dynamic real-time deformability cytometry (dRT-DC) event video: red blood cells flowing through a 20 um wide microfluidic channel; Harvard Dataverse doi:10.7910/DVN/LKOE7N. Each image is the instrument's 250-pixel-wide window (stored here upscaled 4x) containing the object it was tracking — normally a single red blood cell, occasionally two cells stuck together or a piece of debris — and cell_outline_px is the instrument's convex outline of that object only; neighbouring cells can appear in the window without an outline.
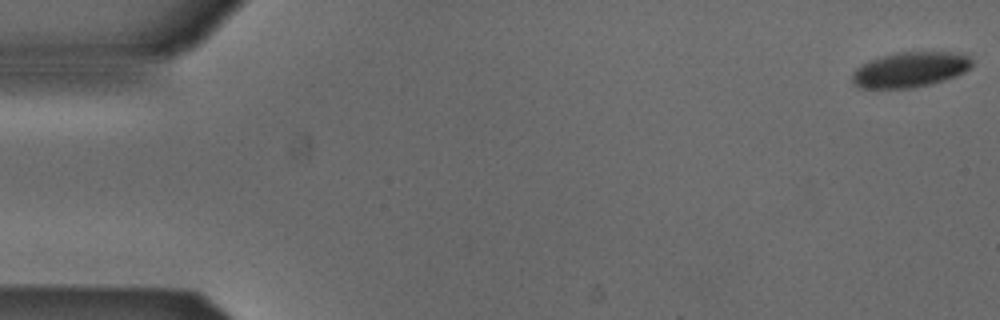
{"species": "Egyptian fruit bat (a non-hibernating species)", "species_latin": "Rousettus aegyptiacus", "temperature_condition": "cold", "stored_images_in_passage": 4, "camera_frame_rate_fps": 3000, "um_per_image_px": 0.085, "animal": {"sex": "male"}, "frame": {"image": 1, "passage_image": 1, "time_ms": 0.0, "image_size_px": [1000, 320], "cell_outline_px": [[972, 64], [964, 72], [956, 76], [932, 84], [916, 88], [860, 88], [852, 84], [852, 72], [856, 68], [868, 60], [880, 56], [896, 52], [968, 52], [972, 60]], "centroid_in_image_um": [77.37, 5.91], "position_along_channel_um": 7.6, "area_um2": 25.09}}
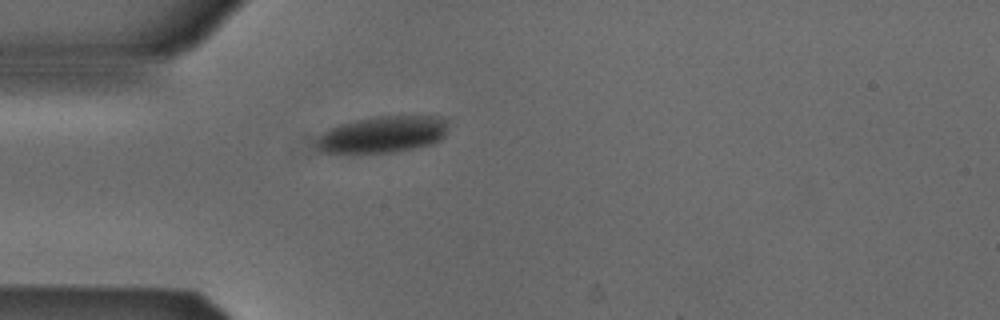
{"frame": {"image": 2, "passage_image": 4, "time_ms": 1.0, "image_size_px": [1000, 320], "cell_outline_px": [[448, 132], [440, 140], [432, 144], [396, 152], [316, 152], [316, 140], [328, 128], [340, 124], [356, 120], [376, 116], [444, 116], [448, 120]], "centroid_in_image_um": [32.57, 11.41], "position_along_channel_um": 52.4, "area_um2": 28.32}}